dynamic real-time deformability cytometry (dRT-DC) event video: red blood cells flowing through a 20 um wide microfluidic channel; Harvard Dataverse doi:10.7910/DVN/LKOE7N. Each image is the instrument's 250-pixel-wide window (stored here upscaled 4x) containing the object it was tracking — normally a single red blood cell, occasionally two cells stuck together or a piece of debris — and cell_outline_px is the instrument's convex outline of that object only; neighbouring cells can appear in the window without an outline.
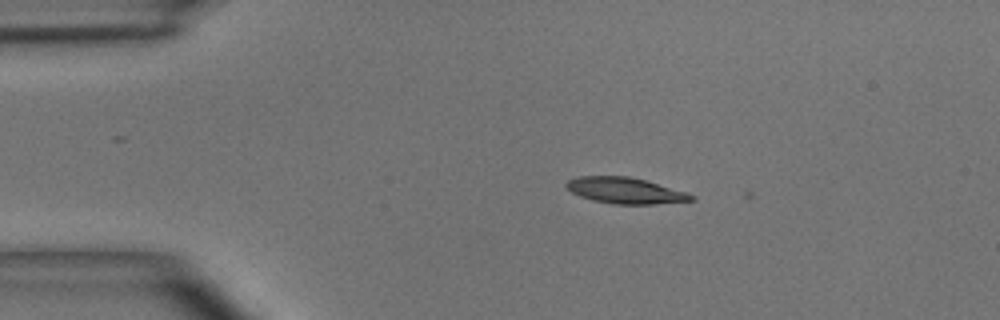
{"species": "common noctule bat (a hibernating species)", "species_latin": "Nyctalus noctula", "temperature_condition": "room temperature", "stored_images_in_passage": 3, "camera_frame_rate_fps": 3000, "um_per_image_px": 0.085, "animal": {"sex": "male", "body_mass_g": 15.6}, "frame": {"image": 1, "passage_image": 2, "time_ms": 0.333, "image_size_px": [1000, 320], "cell_outline_px": [[696, 200], [652, 204], [616, 204], [592, 200], [580, 196], [572, 192], [564, 184], [568, 180], [580, 176], [628, 176], [644, 180], [688, 192], [696, 196]], "centroid_in_image_um": [53.17, 16.2], "position_along_channel_um": 31.8, "area_um2": 18.9}}